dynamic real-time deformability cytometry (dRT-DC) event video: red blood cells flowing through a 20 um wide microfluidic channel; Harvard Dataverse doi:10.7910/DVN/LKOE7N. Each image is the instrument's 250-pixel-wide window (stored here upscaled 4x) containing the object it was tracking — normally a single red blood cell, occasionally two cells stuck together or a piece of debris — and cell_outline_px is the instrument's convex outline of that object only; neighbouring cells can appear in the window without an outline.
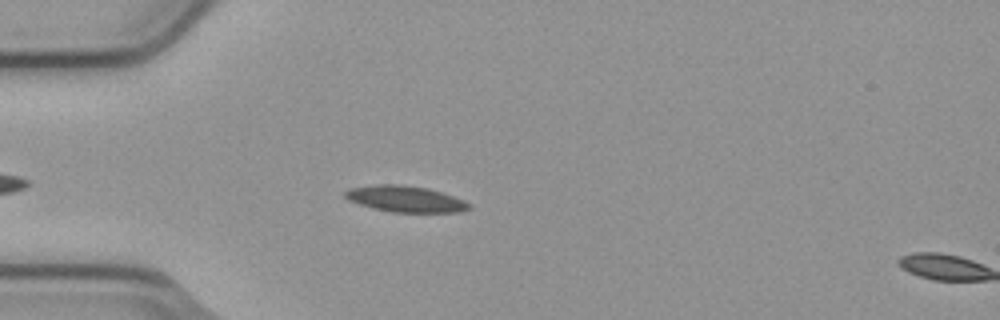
{"species": "common noctule bat (a hibernating species)", "species_latin": "Nyctalus noctula", "temperature_condition": "cold", "stored_images_in_passage": 4, "segment_of_instrument_passage": [1, 2], "camera_frame_rate_fps": 3000, "um_per_image_px": 0.085, "animal": {"sex": "male", "body_mass_g": 23.1, "forearm_length_mm": 52.7}, "frame": {"image": 1, "passage_image": 3, "time_ms": 0.667, "image_size_px": [1000, 320], "cell_outline_px": [[472, 208], [460, 212], [392, 212], [372, 208], [348, 200], [344, 196], [344, 192], [348, 188], [376, 184], [396, 184], [428, 188], [464, 200], [472, 204]], "centroid_in_image_um": [34.45, 16.91], "position_along_channel_um": 50.5, "area_um2": 18.96}}